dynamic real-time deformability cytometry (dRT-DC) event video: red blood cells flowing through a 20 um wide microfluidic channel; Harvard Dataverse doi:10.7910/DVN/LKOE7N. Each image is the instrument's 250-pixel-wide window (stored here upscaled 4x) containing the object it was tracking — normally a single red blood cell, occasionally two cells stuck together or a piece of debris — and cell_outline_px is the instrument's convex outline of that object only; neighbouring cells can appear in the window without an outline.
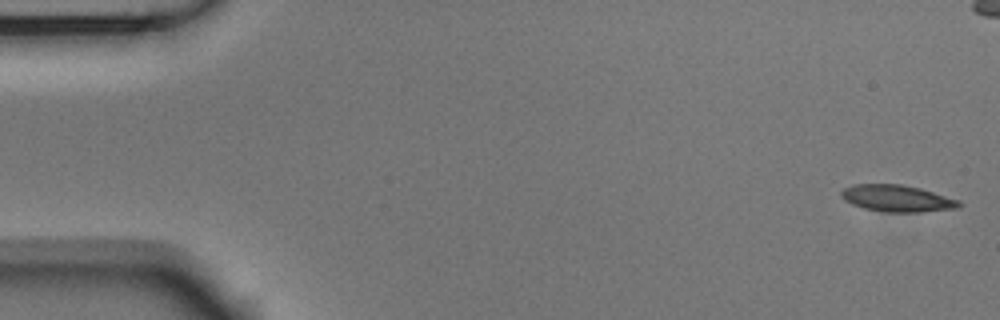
{"species": "Egyptian fruit bat (a non-hibernating species)", "species_latin": "Rousettus aegyptiacus", "temperature_condition": "room temperature", "stored_images_in_passage": 54, "camera_frame_rate_fps": 3000, "um_per_image_px": 0.085, "animal": {"sex": "male"}, "frame": {"image": 1, "passage_image": 1, "time_ms": 0.0, "image_size_px": [1000, 320], "cell_outline_px": [[964, 204], [960, 208], [920, 212], [888, 212], [864, 208], [852, 204], [844, 200], [840, 196], [840, 192], [844, 188], [856, 184], [900, 184], [920, 188], [960, 200]], "centroid_in_image_um": [76.29, 16.86], "position_along_channel_um": 8.7, "area_um2": 18.44}}
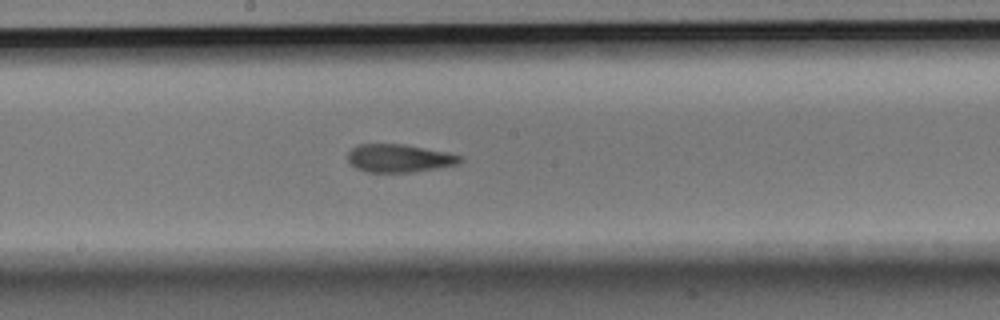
{"frame": {"image": 2, "passage_image": 28, "time_ms": 9.0, "image_size_px": [1000, 320], "cell_outline_px": [[464, 160], [456, 164], [436, 168], [412, 172], [368, 172], [356, 168], [348, 160], [348, 152], [352, 148], [360, 144], [404, 144], [464, 156]], "centroid_in_image_um": [33.93, 13.45], "position_along_channel_um": 214.3, "area_um2": 18.15}}
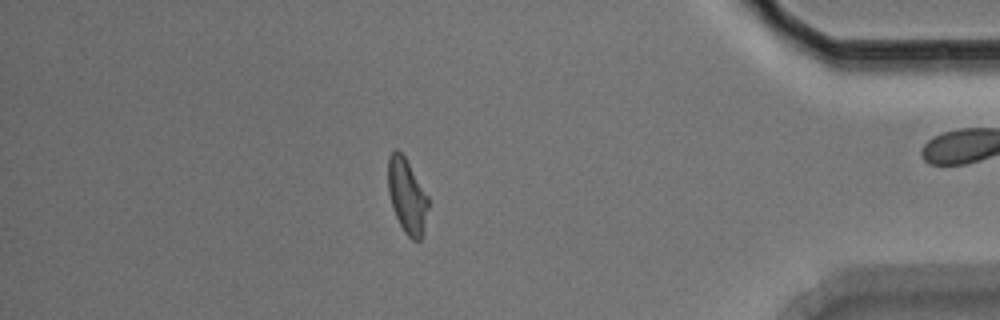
{"frame": {"image": 3, "passage_image": 46, "time_ms": 15.0, "image_size_px": [1000, 320], "cell_outline_px": [[428, 208], [420, 240], [412, 240], [404, 232], [392, 208], [388, 192], [388, 156], [396, 148], [404, 156], [428, 196]], "centroid_in_image_um": [34.57, 16.64], "position_along_channel_um": 400.6, "area_um2": 17.22}, "authors_computed_cell_mechanics": {"area_um2": 18.4382, "velocity_mm_per_s": 3.7511, "shape_relaxation_time_tau1_ms": 9.9352, "shape_relaxation_time_tau2_ms": 3.7334, "deformation_change_tau1": 0.2509, "deformation_change_tau2": 0.1086}}